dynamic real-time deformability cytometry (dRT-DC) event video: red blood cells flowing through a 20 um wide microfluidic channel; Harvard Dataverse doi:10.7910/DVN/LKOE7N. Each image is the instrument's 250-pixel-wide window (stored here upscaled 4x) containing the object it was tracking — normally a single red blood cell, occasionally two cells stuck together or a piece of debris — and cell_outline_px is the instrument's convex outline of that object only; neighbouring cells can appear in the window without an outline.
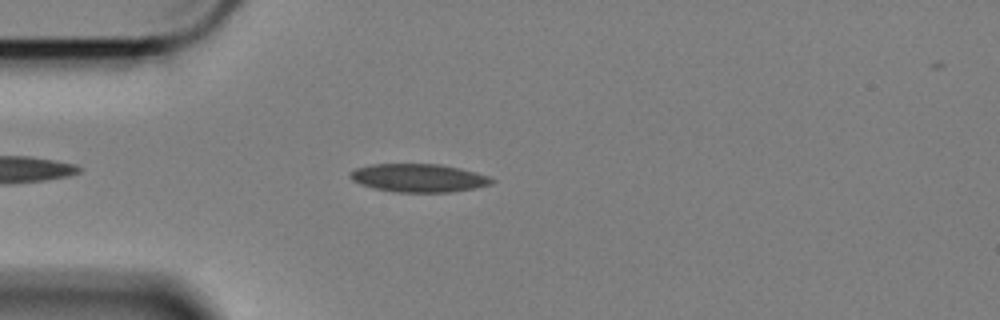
{"species": "Egyptian fruit bat (a non-hibernating species)", "species_latin": "Rousettus aegyptiacus", "temperature_condition": "cold", "stored_images_in_passage": 22, "camera_frame_rate_fps": 3000, "um_per_image_px": 0.085, "animal": {"sex": "female"}, "frame": {"image": 1, "passage_image": 7, "time_ms": 2.0, "image_size_px": [1000, 320], "cell_outline_px": [[496, 180], [492, 184], [472, 188], [448, 192], [396, 192], [376, 188], [360, 184], [352, 180], [348, 176], [356, 168], [372, 164], [440, 164], [460, 168], [476, 172], [488, 176]], "centroid_in_image_um": [35.59, 15.12], "position_along_channel_um": 49.4, "area_um2": 23.12}}
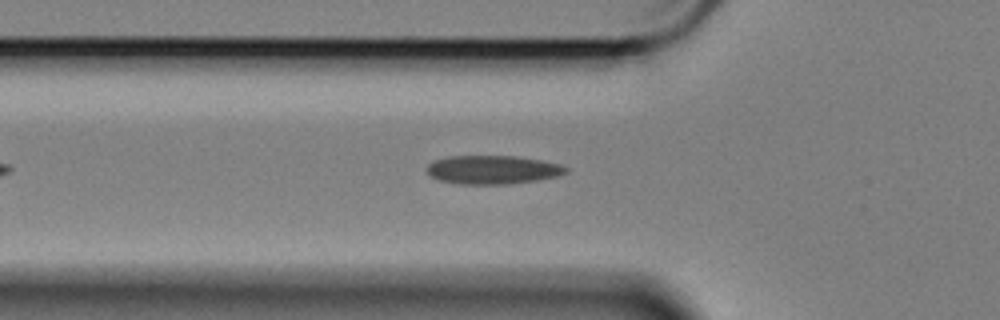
{"frame": {"image": 2, "passage_image": 11, "time_ms": 3.333, "image_size_px": [1000, 320], "cell_outline_px": [[568, 172], [560, 176], [536, 180], [508, 184], [460, 184], [440, 180], [432, 176], [428, 172], [428, 164], [436, 160], [448, 156], [516, 156], [540, 160], [560, 164], [568, 168]], "centroid_in_image_um": [41.92, 14.43], "position_along_channel_um": 83.9, "area_um2": 23.06}}
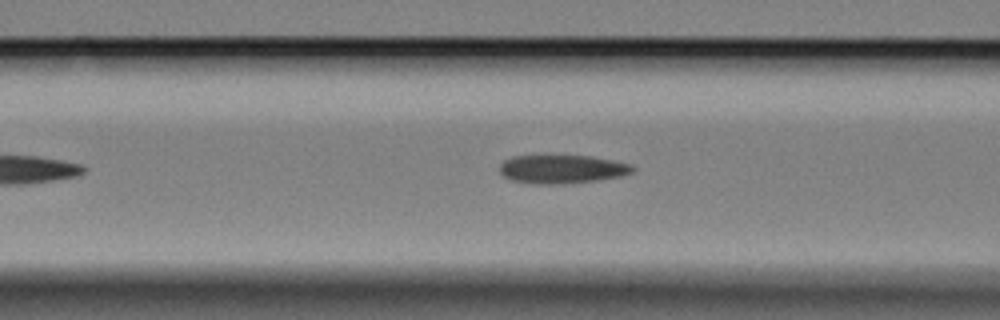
{"frame": {"image": 3, "passage_image": 14, "time_ms": 4.333, "image_size_px": [1000, 320], "cell_outline_px": [[636, 168], [632, 172], [620, 176], [600, 180], [564, 184], [532, 184], [512, 180], [504, 176], [500, 172], [500, 164], [504, 160], [512, 156], [592, 156], [632, 164]], "centroid_in_image_um": [47.78, 14.38], "position_along_channel_um": 118.8, "area_um2": 22.2}}